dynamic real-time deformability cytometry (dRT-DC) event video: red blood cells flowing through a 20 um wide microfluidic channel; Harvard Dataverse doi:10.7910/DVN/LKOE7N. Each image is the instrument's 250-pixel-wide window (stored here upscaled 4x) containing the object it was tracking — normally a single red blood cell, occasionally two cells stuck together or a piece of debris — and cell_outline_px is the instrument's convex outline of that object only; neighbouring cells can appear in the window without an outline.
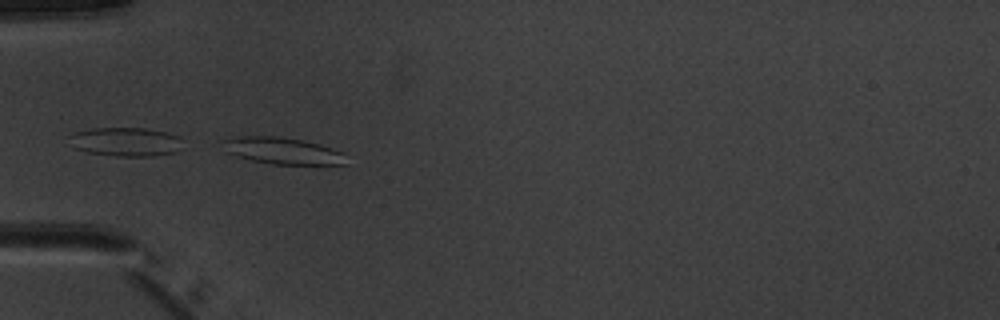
{"species": "common noctule bat (a hibernating species)", "species_latin": "Nyctalus noctula", "temperature_condition": "warm", "stored_images_in_passage": 5, "camera_frame_rate_fps": 3000, "um_per_image_px": 0.085, "animal": {"sex": "male", "body_mass_g": 20.1, "forearm_length_mm": 53.5}, "frame": {"image": 1, "passage_image": 4, "time_ms": 3.667, "image_size_px": [1000, 320], "cell_outline_px": [[348, 164], [272, 164], [252, 160], [236, 156], [224, 152], [220, 140], [236, 136], [280, 136], [320, 144], [344, 152]], "centroid_in_image_um": [23.97, 12.8], "position_along_channel_um": 61.0, "area_um2": 19.42}}